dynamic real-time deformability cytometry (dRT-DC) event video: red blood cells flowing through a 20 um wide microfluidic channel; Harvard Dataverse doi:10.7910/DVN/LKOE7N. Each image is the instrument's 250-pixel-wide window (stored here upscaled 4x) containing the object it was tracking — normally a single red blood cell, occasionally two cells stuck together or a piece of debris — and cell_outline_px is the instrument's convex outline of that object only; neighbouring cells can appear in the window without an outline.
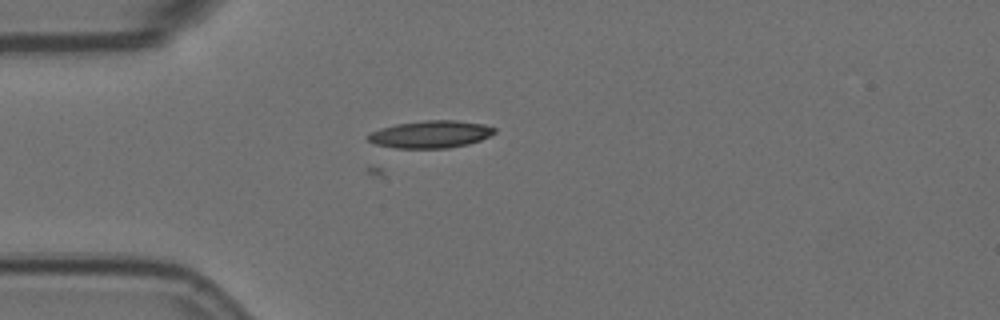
{"species": "Egyptian fruit bat (a non-hibernating species)", "species_latin": "Rousettus aegyptiacus", "temperature_condition": "room temperature", "stored_images_in_passage": 45, "camera_frame_rate_fps": 3000, "um_per_image_px": 0.085, "animal": {"sex": "female"}, "frame": {"image": 1, "passage_image": 3, "time_ms": 0.667, "image_size_px": [1000, 320], "cell_outline_px": [[496, 132], [480, 140], [468, 144], [448, 148], [396, 148], [376, 144], [368, 140], [364, 136], [380, 128], [396, 124], [424, 120], [456, 120], [484, 124], [496, 128]], "centroid_in_image_um": [36.59, 11.41], "position_along_channel_um": 48.4, "area_um2": 20.17}}
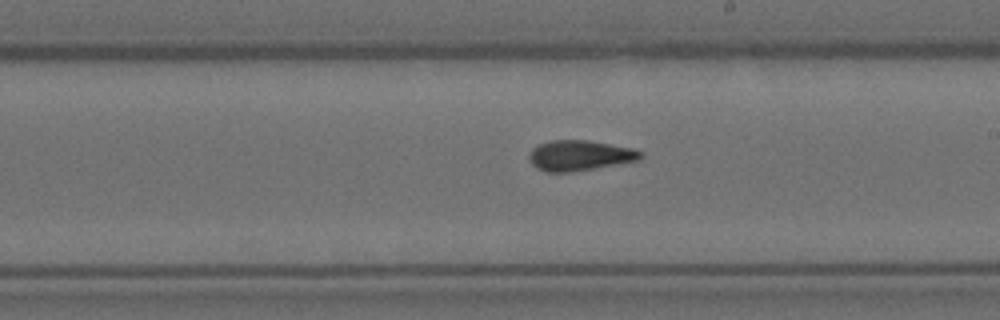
{"frame": {"image": 2, "passage_image": 20, "time_ms": 6.333, "image_size_px": [1000, 320], "cell_outline_px": [[644, 156], [640, 160], [572, 172], [544, 172], [536, 168], [532, 164], [528, 156], [532, 148], [540, 144], [552, 140], [588, 140], [632, 148], [640, 152]], "centroid_in_image_um": [49.26, 13.22], "position_along_channel_um": 239.7, "area_um2": 19.71}}
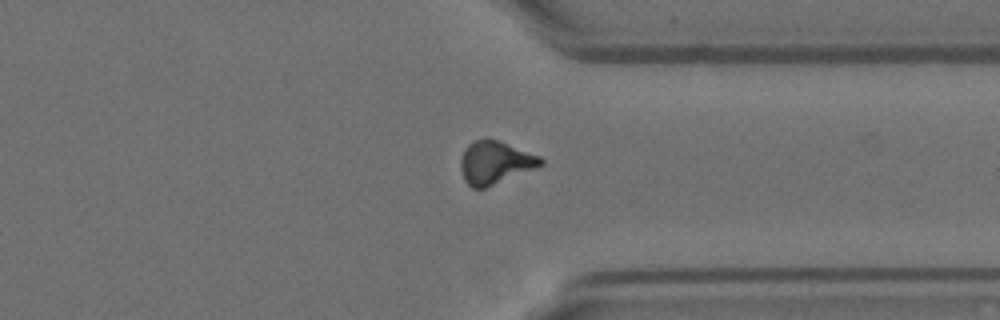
{"frame": {"image": 3, "passage_image": 31, "time_ms": 10.0, "image_size_px": [1000, 320], "cell_outline_px": [[544, 164], [484, 188], [472, 188], [464, 180], [460, 168], [460, 160], [464, 148], [472, 140], [488, 136], [540, 156], [544, 160]], "centroid_in_image_um": [42.03, 13.77], "position_along_channel_um": 369.4, "area_um2": 20.11}, "authors_computed_cell_mechanics": {"area_um2": 18.9584, "velocity_mm_per_s": 3.5611, "shape_relaxation_time_tau1_ms": null, "shape_relaxation_time_tau2_ms": 3.2045, "deformation_change_tau1": null, "deformation_change_tau2": 0.0784}}